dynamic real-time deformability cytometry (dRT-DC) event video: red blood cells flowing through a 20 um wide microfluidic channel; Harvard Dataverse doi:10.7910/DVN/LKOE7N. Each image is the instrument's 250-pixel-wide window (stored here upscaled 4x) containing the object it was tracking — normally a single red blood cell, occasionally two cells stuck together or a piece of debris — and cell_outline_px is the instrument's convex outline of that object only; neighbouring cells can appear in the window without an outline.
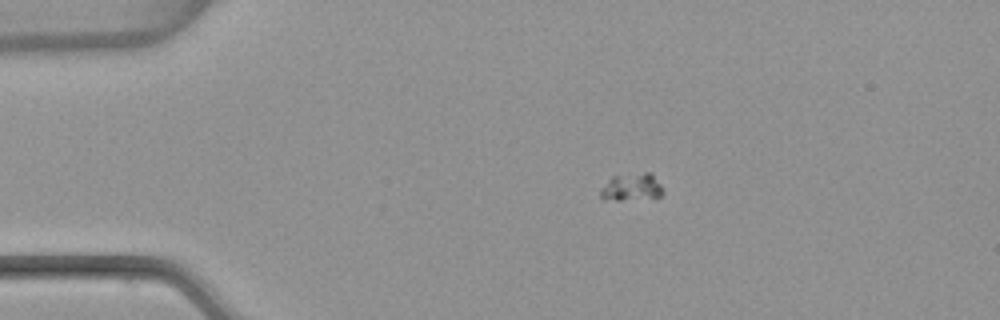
{"species": "common noctule bat (a hibernating species)", "species_latin": "Nyctalus noctula", "temperature_condition": "warm", "stored_images_in_passage": 56, "camera_frame_rate_fps": 3000, "um_per_image_px": 0.085, "animal": {"sex": "female", "body_mass_g": 22.7, "forearm_length_mm": 54.2}, "frame": {"image": 1, "passage_image": 12, "time_ms": 3.667, "image_size_px": [1000, 320], "cell_outline_px": [[664, 192], [656, 200], [604, 200], [600, 196], [600, 188], [612, 176], [644, 172], [652, 172], [660, 184]], "centroid_in_image_um": [53.72, 15.94], "position_along_channel_um": 31.3, "area_um2": 10.52}}
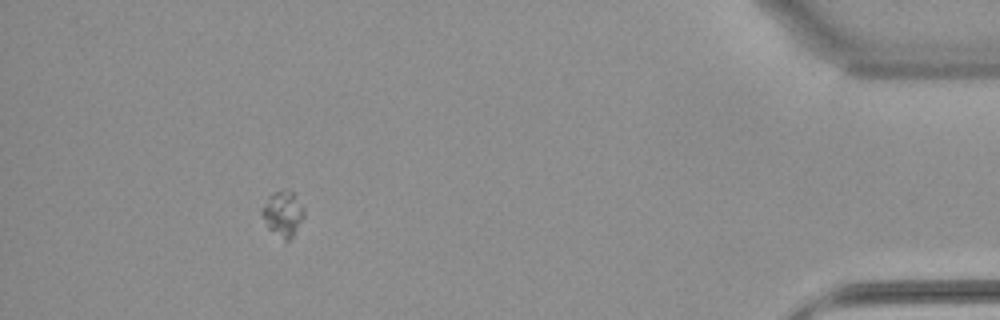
{"frame": {"image": 2, "passage_image": 51, "time_ms": 16.667, "image_size_px": [1000, 320], "cell_outline_px": [[304, 216], [292, 236], [288, 240], [284, 240], [268, 228], [260, 212], [268, 196], [276, 192], [288, 188], [292, 192], [304, 208]], "centroid_in_image_um": [24.04, 18.14], "position_along_channel_um": 411.2, "area_um2": 10.87}}